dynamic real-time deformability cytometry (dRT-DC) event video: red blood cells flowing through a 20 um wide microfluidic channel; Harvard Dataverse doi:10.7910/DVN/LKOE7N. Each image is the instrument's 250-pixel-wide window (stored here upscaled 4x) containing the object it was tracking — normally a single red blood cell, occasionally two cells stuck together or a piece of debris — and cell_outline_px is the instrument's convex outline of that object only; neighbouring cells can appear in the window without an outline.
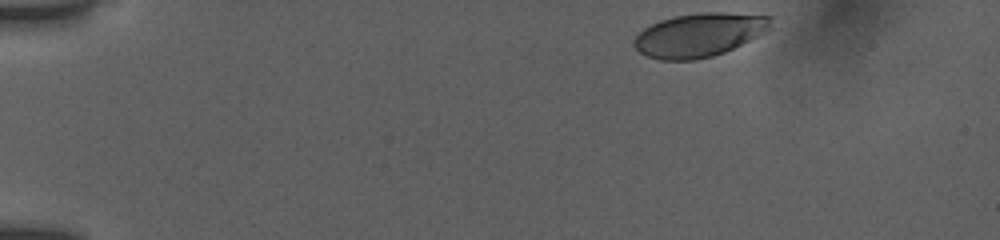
{"species": "human", "species_latin": "Homo sapiens", "temperature_condition": "room temperature", "stored_images_in_passage": 40, "camera_frame_rate_fps": 3000, "um_per_image_px": 0.085, "donor": {"sex": "female"}, "frame": {"image": 1, "passage_image": 1, "time_ms": 0.0, "image_size_px": [1000, 240], "cell_outline_px": [[772, 28], [724, 52], [712, 56], [696, 60], [660, 60], [648, 56], [640, 52], [632, 44], [632, 40], [644, 28], [660, 20], [676, 16], [700, 12], [724, 12], [772, 16]], "centroid_in_image_um": [59.42, 2.96], "position_along_channel_um": 25.6, "area_um2": 34.62}}
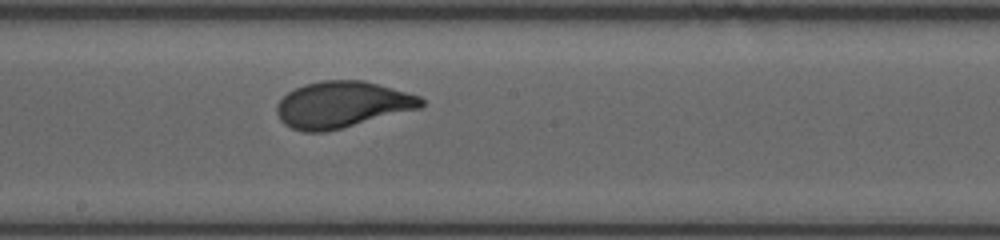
{"frame": {"image": 2, "passage_image": 24, "time_ms": 7.667, "image_size_px": [1000, 240], "cell_outline_px": [[424, 108], [324, 132], [304, 132], [292, 128], [284, 124], [280, 120], [276, 112], [276, 104], [288, 92], [304, 84], [320, 80], [364, 80], [420, 96], [424, 100]], "centroid_in_image_um": [29.09, 8.89], "position_along_channel_um": 219.1, "area_um2": 39.19}}
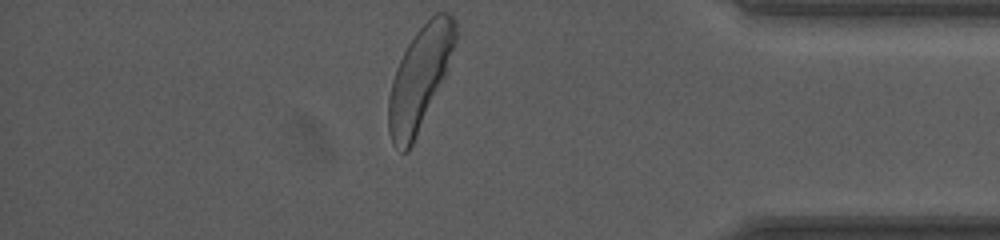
{"frame": {"image": 3, "passage_image": 40, "time_ms": 13.0, "image_size_px": [1000, 240], "cell_outline_px": [[456, 40], [444, 76], [412, 144], [408, 152], [400, 152], [392, 144], [388, 132], [388, 96], [392, 80], [396, 68], [408, 44], [416, 32], [436, 12], [448, 12], [456, 20]], "centroid_in_image_um": [35.64, 6.65], "position_along_channel_um": 399.6, "area_um2": 39.19}, "authors_computed_cell_mechanics": {"area_um2": 38.3503, "velocity_mm_per_s": 3.8481, "shape_relaxation_time_tau1_ms": 2.3528, "shape_relaxation_time_tau2_ms": null, "deformation_change_tau1": 0.1397, "deformation_change_tau2": null}}